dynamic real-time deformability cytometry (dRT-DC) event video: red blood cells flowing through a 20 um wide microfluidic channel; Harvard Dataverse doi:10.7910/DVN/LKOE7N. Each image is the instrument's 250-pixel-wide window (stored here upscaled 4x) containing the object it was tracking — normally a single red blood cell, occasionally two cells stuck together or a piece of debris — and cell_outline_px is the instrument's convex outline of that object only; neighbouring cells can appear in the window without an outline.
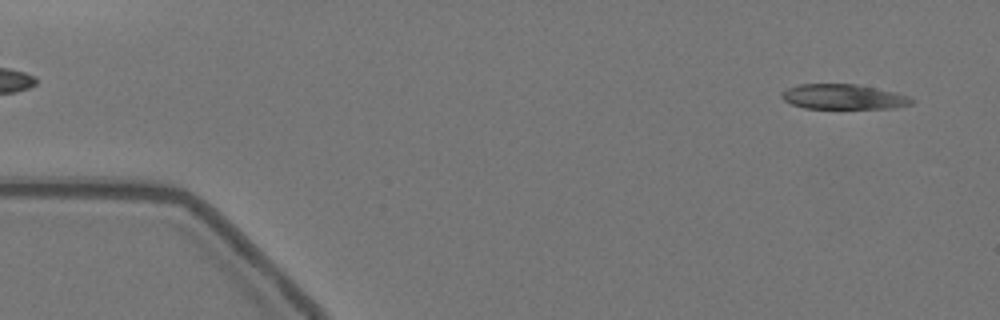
{"species": "Egyptian fruit bat (a non-hibernating species)", "species_latin": "Rousettus aegyptiacus", "temperature_condition": "warm", "stored_images_in_passage": 56, "camera_frame_rate_fps": 3000, "um_per_image_px": 0.085, "animal": {"sex": "female"}, "frame": {"image": 1, "passage_image": 3, "time_ms": 0.667, "image_size_px": [1000, 320], "cell_outline_px": [[916, 100], [912, 104], [892, 108], [804, 108], [792, 104], [784, 100], [780, 96], [780, 92], [788, 88], [800, 84], [856, 84], [896, 92], [908, 96]], "centroid_in_image_um": [71.69, 8.22], "position_along_channel_um": 13.3, "area_um2": 18.96}}
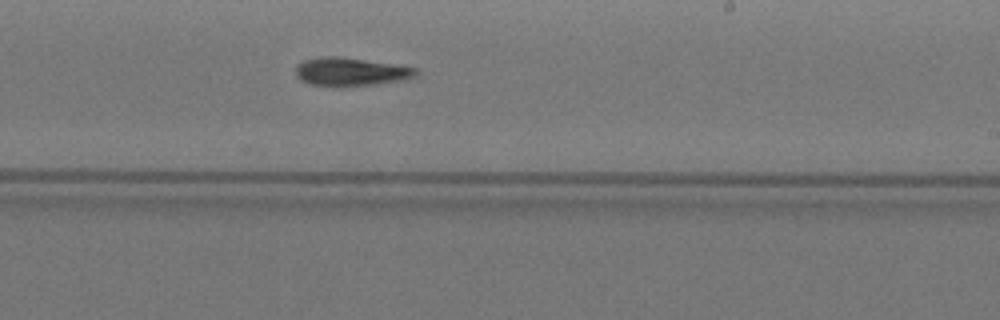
{"frame": {"image": 2, "passage_image": 33, "time_ms": 10.667, "image_size_px": [1000, 320], "cell_outline_px": [[416, 76], [400, 80], [376, 84], [308, 84], [300, 80], [296, 76], [296, 64], [304, 60], [324, 56], [340, 56], [416, 68]], "centroid_in_image_um": [29.75, 6.06], "position_along_channel_um": 259.3, "area_um2": 19.02}}
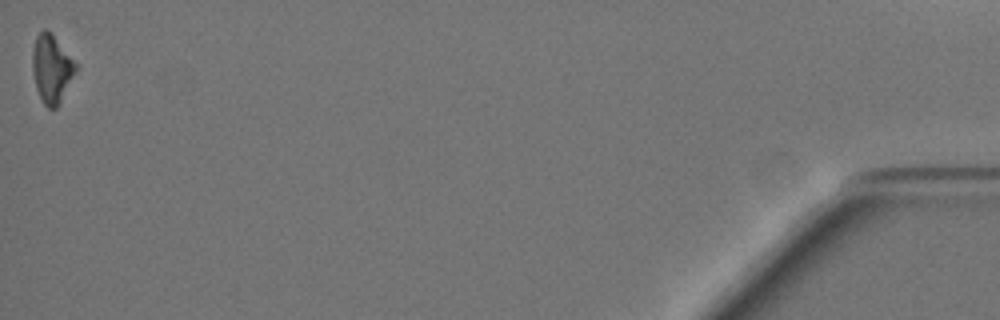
{"frame": {"image": 3, "passage_image": 56, "time_ms": 18.333, "image_size_px": [1000, 320], "cell_outline_px": [[80, 68], [56, 108], [48, 108], [44, 104], [36, 88], [32, 68], [32, 48], [36, 36], [44, 28], [52, 32], [80, 64]], "centroid_in_image_um": [4.45, 5.78], "position_along_channel_um": 430.8, "area_um2": 17.86}}